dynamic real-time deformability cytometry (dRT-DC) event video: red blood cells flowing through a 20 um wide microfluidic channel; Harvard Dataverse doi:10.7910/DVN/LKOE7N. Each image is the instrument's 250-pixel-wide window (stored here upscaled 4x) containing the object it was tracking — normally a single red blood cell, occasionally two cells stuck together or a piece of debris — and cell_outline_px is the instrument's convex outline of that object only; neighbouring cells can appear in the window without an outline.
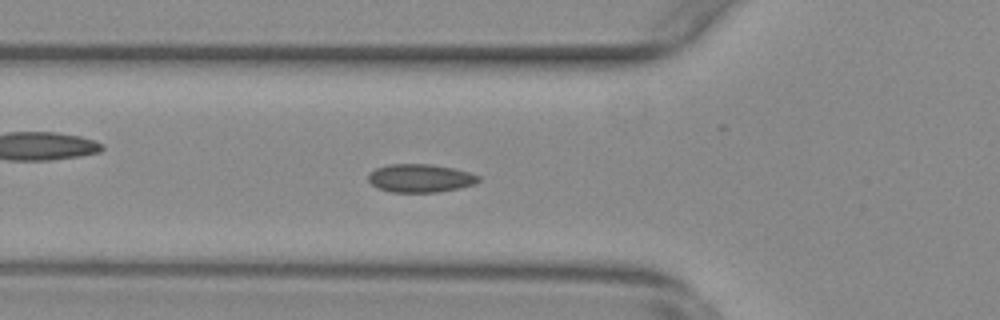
{"species": "common noctule bat (a hibernating species)", "species_latin": "Nyctalus noctula", "temperature_condition": "warm", "stored_images_in_passage": 55, "camera_frame_rate_fps": 3000, "um_per_image_px": 0.085, "animal": {"sex": "female", "body_mass_g": 29.2, "forearm_length_mm": 56.3}, "frame": {"image": 1, "passage_image": 19, "time_ms": 6.0, "image_size_px": [1000, 320], "cell_outline_px": [[480, 180], [476, 184], [460, 188], [440, 192], [392, 192], [376, 188], [368, 180], [368, 176], [376, 168], [388, 164], [428, 164], [452, 168], [468, 172], [480, 176]], "centroid_in_image_um": [35.73, 15.15], "position_along_channel_um": 90.1, "area_um2": 18.15}}
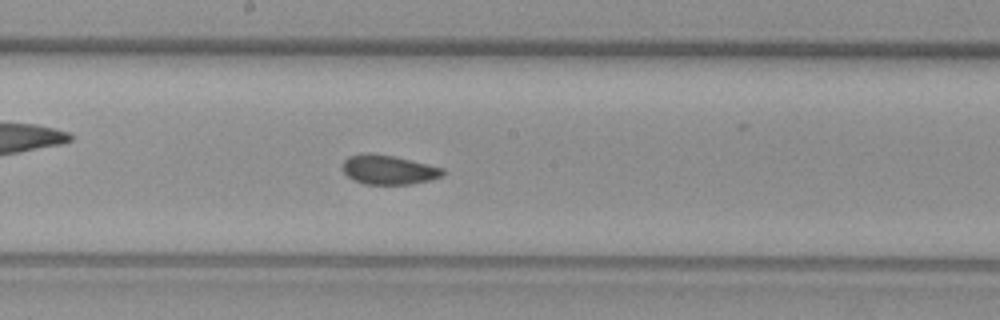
{"frame": {"image": 2, "passage_image": 29, "time_ms": 9.333, "image_size_px": [1000, 320], "cell_outline_px": [[448, 172], [444, 176], [432, 180], [412, 184], [364, 184], [352, 180], [340, 168], [344, 160], [348, 156], [364, 152], [368, 152], [392, 156], [444, 168]], "centroid_in_image_um": [33.02, 14.43], "position_along_channel_um": 215.2, "area_um2": 17.46}}
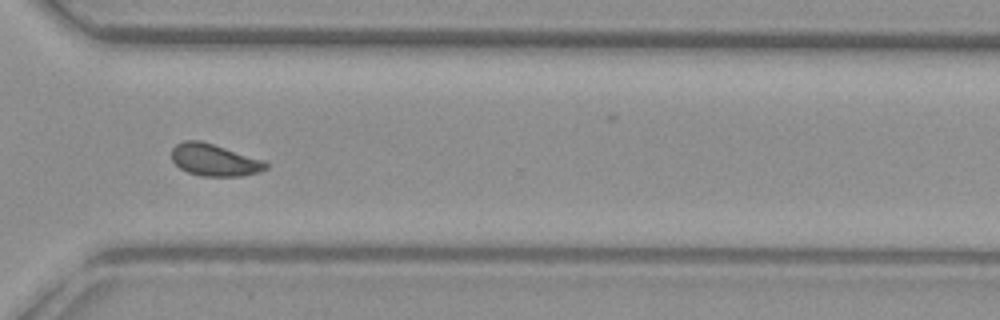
{"frame": {"image": 3, "passage_image": 40, "time_ms": 13.0, "image_size_px": [1000, 320], "cell_outline_px": [[268, 168], [260, 172], [240, 176], [200, 176], [188, 172], [180, 168], [172, 160], [172, 148], [176, 144], [184, 140], [200, 140], [264, 160], [268, 164]], "centroid_in_image_um": [18.23, 13.6], "position_along_channel_um": 352.4, "area_um2": 17.57}, "authors_computed_cell_mechanics": {"area_um2": 17.5712, "velocity_mm_per_s": 3.7488, "shape_relaxation_time_tau1_ms": 10.5845, "shape_relaxation_time_tau2_ms": 1.1903, "deformation_change_tau1": 0.1413, "deformation_change_tau2": 0.0484}}